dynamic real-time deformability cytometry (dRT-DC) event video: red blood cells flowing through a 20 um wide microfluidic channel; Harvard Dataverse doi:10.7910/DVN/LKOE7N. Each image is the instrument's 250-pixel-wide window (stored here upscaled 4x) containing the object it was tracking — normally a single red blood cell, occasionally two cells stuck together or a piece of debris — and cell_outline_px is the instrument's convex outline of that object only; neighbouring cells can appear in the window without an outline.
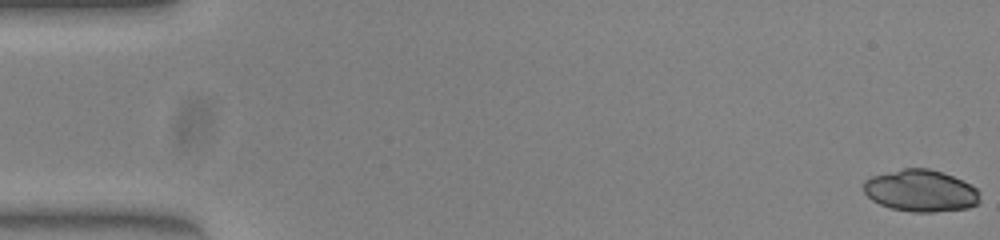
{"species": "common noctule bat (a hibernating species)", "species_latin": "Nyctalus noctula", "temperature_condition": "warm", "stored_images_in_passage": 52, "camera_frame_rate_fps": 3000, "um_per_image_px": 0.085, "animal": {"sex": "female", "body_mass_g": 23.0, "forearm_length_mm": 53.4}, "frame": {"image": 1, "passage_image": 1, "time_ms": 0.0, "image_size_px": [1000, 240], "cell_outline_px": [[980, 204], [968, 208], [932, 212], [912, 212], [892, 208], [880, 204], [872, 200], [864, 192], [864, 180], [872, 176], [904, 168], [928, 168], [952, 176], [972, 184], [980, 192]], "centroid_in_image_um": [78.3, 16.22], "position_along_channel_um": 6.7, "area_um2": 28.44}}
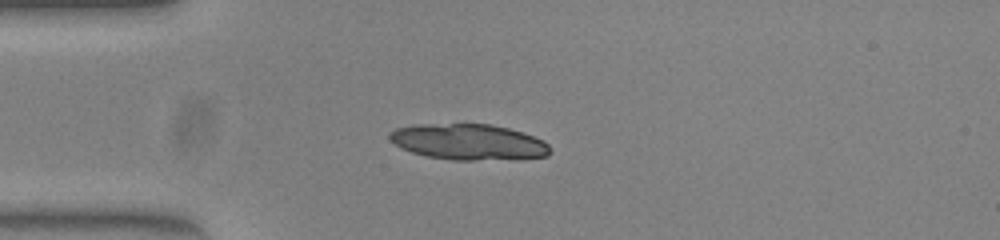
{"frame": {"image": 2, "passage_image": 14, "time_ms": 4.333, "image_size_px": [1000, 240], "cell_outline_px": [[552, 152], [548, 156], [476, 160], [452, 160], [428, 156], [412, 152], [400, 148], [388, 136], [396, 128], [412, 124], [492, 124], [524, 132], [544, 140], [548, 144]], "centroid_in_image_um": [39.84, 12.05], "position_along_channel_um": 45.2, "area_um2": 33.41}}